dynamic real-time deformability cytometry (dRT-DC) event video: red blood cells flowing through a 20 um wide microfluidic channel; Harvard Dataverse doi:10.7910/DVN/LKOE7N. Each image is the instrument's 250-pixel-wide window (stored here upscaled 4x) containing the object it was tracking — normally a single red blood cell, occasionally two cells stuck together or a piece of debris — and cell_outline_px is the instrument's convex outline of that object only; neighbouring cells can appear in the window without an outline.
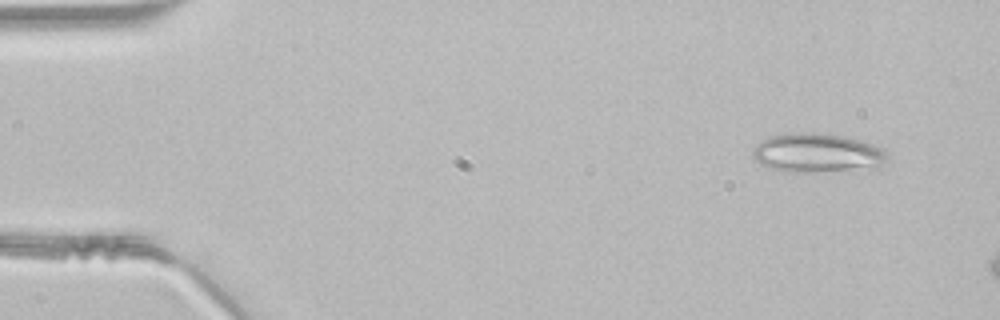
{"species": "common noctule bat (a hibernating species)", "species_latin": "Nyctalus noctula", "temperature_condition": "room temperature", "stored_images_in_passage": 44, "camera_frame_rate_fps": 3000, "um_per_image_px": 0.085, "animal": {"sex": "male", "body_mass_g": 21.5, "forearm_length_mm": 52.0}, "frame": {"image": 1, "passage_image": 2, "time_ms": 0.333, "image_size_px": [1000, 320], "cell_outline_px": [[888, 156], [876, 168], [812, 172], [788, 172], [772, 168], [760, 164], [752, 156], [752, 152], [756, 144], [768, 136], [792, 132], [812, 132], [840, 136], [860, 140], [884, 148]], "centroid_in_image_um": [69.43, 12.99], "position_along_channel_um": 15.6, "area_um2": 30.63}}
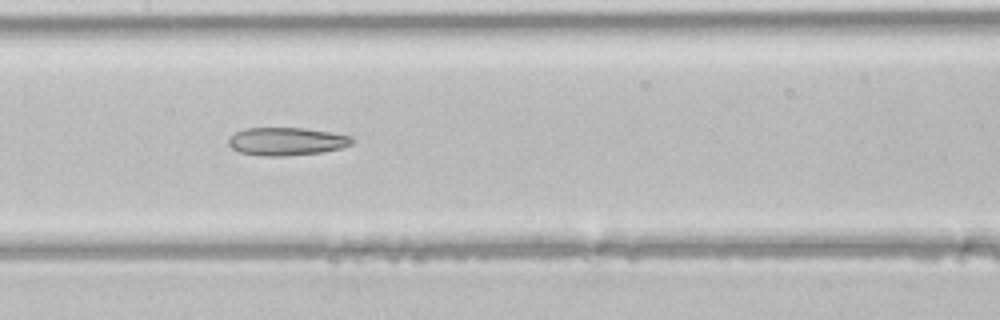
{"frame": {"image": 2, "passage_image": 21, "time_ms": 6.667, "image_size_px": [1000, 320], "cell_outline_px": [[356, 140], [352, 144], [340, 148], [320, 152], [284, 156], [260, 156], [240, 152], [232, 148], [228, 144], [228, 140], [236, 132], [244, 128], [304, 128], [352, 136]], "centroid_in_image_um": [24.36, 12.02], "position_along_channel_um": 183.0, "area_um2": 20.06}}
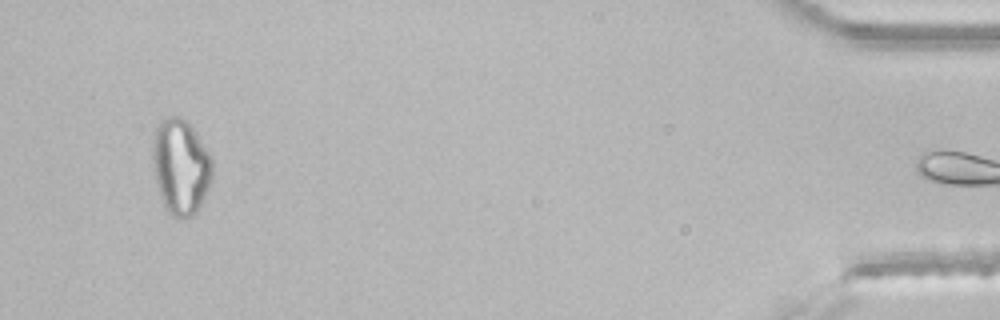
{"frame": {"image": 3, "passage_image": 43, "time_ms": 14.0, "image_size_px": [1000, 320], "cell_outline_px": [[212, 176], [208, 188], [196, 212], [192, 216], [172, 216], [168, 212], [160, 196], [156, 184], [152, 160], [152, 140], [156, 128], [160, 120], [164, 116], [180, 116], [188, 120], [196, 132], [208, 152], [212, 160]], "centroid_in_image_um": [15.33, 14.1], "position_along_channel_um": 419.9, "area_um2": 33.23}}